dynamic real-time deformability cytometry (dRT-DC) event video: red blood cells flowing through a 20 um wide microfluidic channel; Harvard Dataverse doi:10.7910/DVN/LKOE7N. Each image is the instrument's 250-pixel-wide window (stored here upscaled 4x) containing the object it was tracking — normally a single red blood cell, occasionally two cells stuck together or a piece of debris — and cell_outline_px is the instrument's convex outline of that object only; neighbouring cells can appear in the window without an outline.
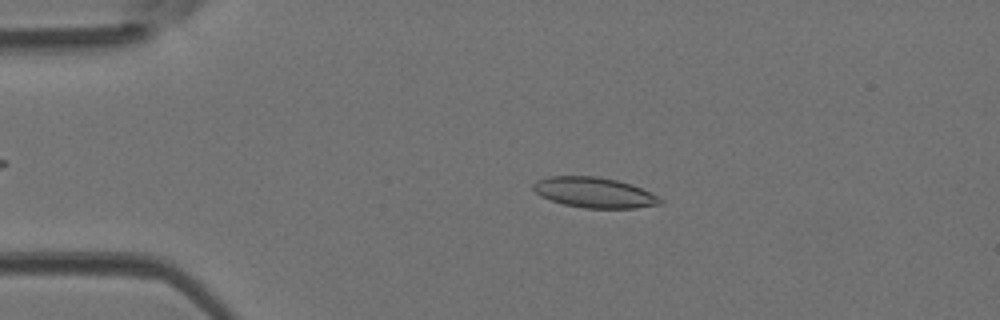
{"species": "Egyptian fruit bat (a non-hibernating species)", "species_latin": "Rousettus aegyptiacus", "temperature_condition": "room temperature", "stored_images_in_passage": 49, "camera_frame_rate_fps": 3000, "um_per_image_px": 0.085, "animal": {"sex": "female"}, "frame": {"image": 1, "passage_image": 10, "time_ms": 3.0, "image_size_px": [1000, 320], "cell_outline_px": [[664, 204], [636, 208], [584, 208], [564, 204], [540, 196], [532, 188], [532, 184], [536, 180], [548, 176], [596, 176], [616, 180], [632, 184], [664, 200]], "centroid_in_image_um": [50.5, 16.36], "position_along_channel_um": 34.5, "area_um2": 22.48}}
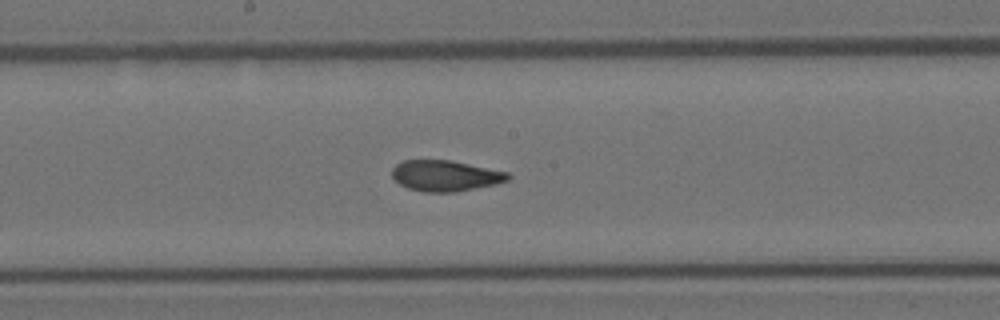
{"frame": {"image": 2, "passage_image": 26, "time_ms": 8.333, "image_size_px": [1000, 320], "cell_outline_px": [[512, 176], [508, 180], [496, 184], [452, 192], [424, 192], [408, 188], [400, 184], [392, 176], [392, 168], [396, 164], [404, 160], [452, 160], [508, 172]], "centroid_in_image_um": [37.86, 14.93], "position_along_channel_um": 210.3, "area_um2": 20.81}}
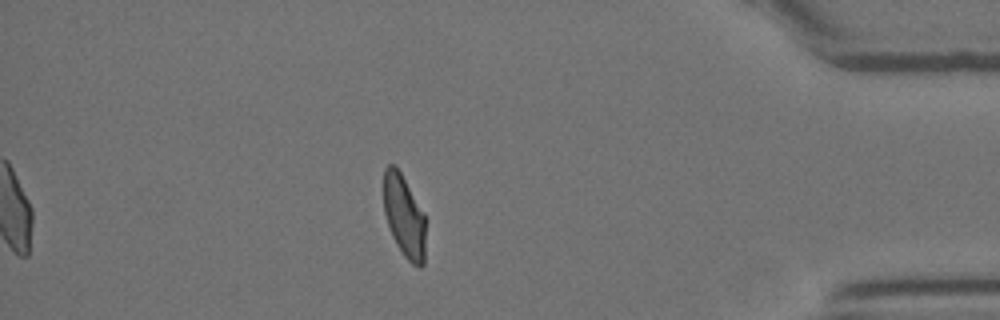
{"frame": {"image": 3, "passage_image": 43, "time_ms": 14.0, "image_size_px": [1000, 320], "cell_outline_px": [[424, 264], [420, 268], [412, 264], [404, 256], [396, 244], [392, 236], [384, 212], [384, 168], [388, 164], [392, 164], [400, 172], [424, 212]], "centroid_in_image_um": [34.34, 18.39], "position_along_channel_um": 400.9, "area_um2": 19.88}, "authors_computed_cell_mechanics": {"area_um2": 21.5016, "velocity_mm_per_s": 4.0661, "shape_relaxation_time_tau1_ms": 10.7248, "shape_relaxation_time_tau2_ms": 1.5488, "deformation_change_tau1": 0.2367, "deformation_change_tau2": 0.0858}}